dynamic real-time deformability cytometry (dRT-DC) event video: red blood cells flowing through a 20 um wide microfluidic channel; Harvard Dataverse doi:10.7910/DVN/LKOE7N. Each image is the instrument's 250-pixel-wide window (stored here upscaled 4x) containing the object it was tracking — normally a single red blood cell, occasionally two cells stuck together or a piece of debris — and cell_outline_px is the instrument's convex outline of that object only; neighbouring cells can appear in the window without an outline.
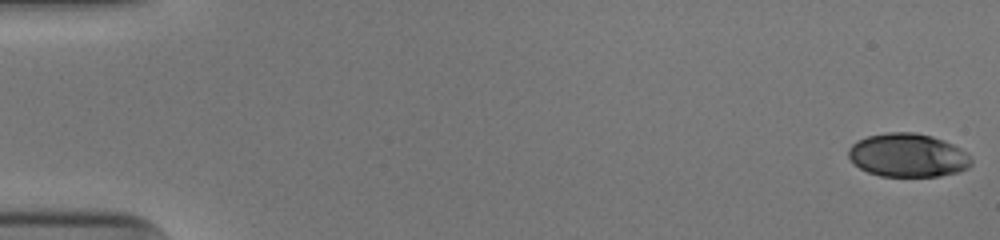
{"species": "human", "species_latin": "Homo sapiens", "temperature_condition": "cold", "stored_images_in_passage": 52, "camera_frame_rate_fps": 3000, "um_per_image_px": 0.085, "donor": {"sex": "male"}, "frame": {"image": 1, "passage_image": 1, "time_ms": 0.0, "image_size_px": [1000, 240], "cell_outline_px": [[972, 164], [968, 168], [960, 172], [940, 176], [880, 176], [868, 172], [860, 168], [848, 156], [848, 148], [856, 140], [868, 136], [888, 132], [912, 132], [932, 136], [944, 140], [960, 148], [972, 160]], "centroid_in_image_um": [77.17, 13.2], "position_along_channel_um": 7.8, "area_um2": 31.15}}
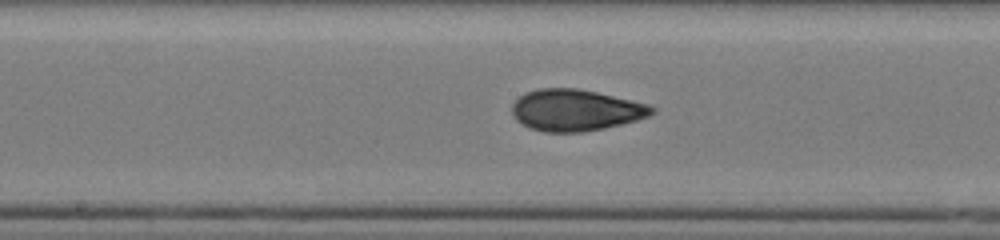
{"frame": {"image": 2, "passage_image": 28, "time_ms": 9.0, "image_size_px": [1000, 240], "cell_outline_px": [[656, 112], [648, 116], [636, 120], [604, 128], [580, 132], [544, 132], [532, 128], [516, 120], [512, 112], [512, 104], [524, 92], [540, 88], [580, 88], [632, 100], [648, 104], [656, 108]], "centroid_in_image_um": [48.93, 9.35], "position_along_channel_um": 199.3, "area_um2": 33.76}}
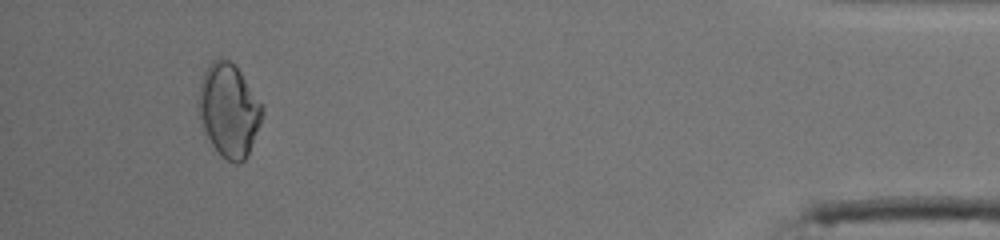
{"frame": {"image": 3, "passage_image": 49, "time_ms": 16.0, "image_size_px": [1000, 240], "cell_outline_px": [[264, 116], [248, 152], [244, 160], [240, 164], [236, 164], [220, 156], [200, 128], [196, 104], [200, 84], [204, 72], [208, 64], [212, 60], [228, 60], [240, 72], [264, 104]], "centroid_in_image_um": [19.43, 9.4], "position_along_channel_um": 415.8, "area_um2": 35.14}, "authors_computed_cell_mechanics": {"area_um2": 32.8304, "velocity_mm_per_s": 3.973, "shape_relaxation_time_tau1_ms": 6.9826, "shape_relaxation_time_tau2_ms": 1.2125, "deformation_change_tau1": 0.1746, "deformation_change_tau2": 0.0553}}